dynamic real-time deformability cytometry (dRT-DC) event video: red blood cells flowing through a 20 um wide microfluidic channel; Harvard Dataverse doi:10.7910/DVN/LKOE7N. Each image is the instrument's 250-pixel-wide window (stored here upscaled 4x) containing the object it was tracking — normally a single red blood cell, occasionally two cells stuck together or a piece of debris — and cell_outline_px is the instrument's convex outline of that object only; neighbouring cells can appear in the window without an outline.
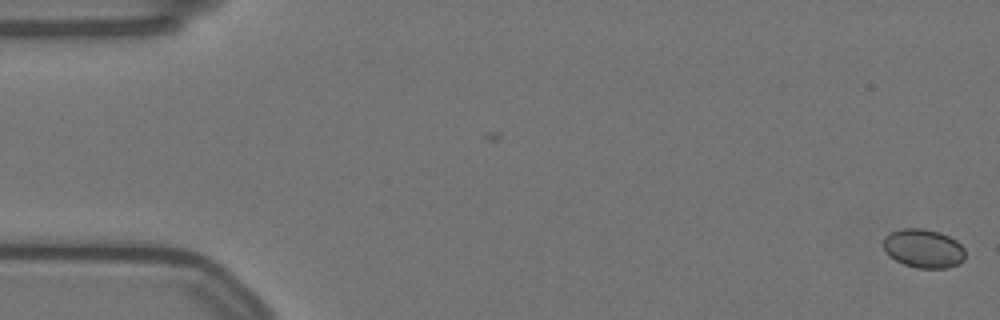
{"species": "Egyptian fruit bat (a non-hibernating species)", "species_latin": "Rousettus aegyptiacus", "temperature_condition": "warm", "stored_images_in_passage": 5, "camera_frame_rate_fps": 3000, "um_per_image_px": 0.085, "animal": {"sex": "female"}, "frame": {"image": 1, "passage_image": 5, "time_ms": 1.333, "image_size_px": [1000, 320], "cell_outline_px": [[964, 260], [960, 264], [944, 268], [916, 268], [904, 264], [896, 260], [884, 248], [884, 236], [892, 232], [904, 228], [924, 228], [940, 232], [956, 240], [964, 248]], "centroid_in_image_um": [78.53, 21.11], "position_along_channel_um": 6.5, "area_um2": 18.38}}